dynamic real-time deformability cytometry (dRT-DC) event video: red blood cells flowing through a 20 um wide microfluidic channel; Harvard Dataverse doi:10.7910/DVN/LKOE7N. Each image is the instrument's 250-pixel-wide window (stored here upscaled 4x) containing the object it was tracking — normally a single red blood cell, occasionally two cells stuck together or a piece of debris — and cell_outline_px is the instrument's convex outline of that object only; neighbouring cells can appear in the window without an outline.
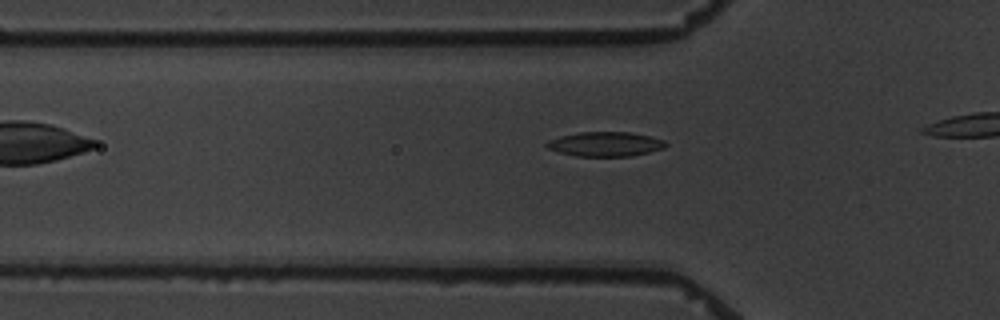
{"species": "common noctule bat (a hibernating species)", "species_latin": "Nyctalus noctula", "temperature_condition": "warm", "stored_images_in_passage": 4, "camera_frame_rate_fps": 3000, "um_per_image_px": 0.085, "animal": {"sex": "male", "body_mass_g": 19.5, "forearm_length_mm": 54.6}, "frame": {"image": 1, "passage_image": 4, "time_ms": 3.333, "image_size_px": [1000, 320], "cell_outline_px": [[668, 144], [664, 148], [632, 156], [576, 156], [560, 152], [548, 148], [544, 144], [548, 140], [560, 136], [580, 132], [628, 132], [652, 136], [664, 140]], "centroid_in_image_um": [51.47, 12.24], "position_along_channel_um": 74.3, "area_um2": 16.99}}